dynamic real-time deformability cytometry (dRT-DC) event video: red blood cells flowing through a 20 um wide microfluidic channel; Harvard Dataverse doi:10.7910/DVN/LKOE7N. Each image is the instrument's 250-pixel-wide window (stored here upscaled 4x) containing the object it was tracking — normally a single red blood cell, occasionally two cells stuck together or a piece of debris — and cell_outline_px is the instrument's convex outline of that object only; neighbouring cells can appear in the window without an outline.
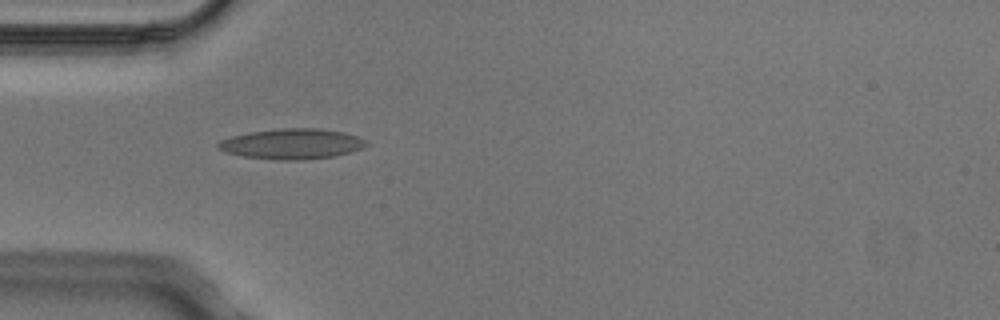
{"species": "Egyptian fruit bat (a non-hibernating species)", "species_latin": "Rousettus aegyptiacus", "temperature_condition": "cold", "stored_images_in_passage": 4, "camera_frame_rate_fps": 3000, "um_per_image_px": 0.085, "animal": {"sex": "male"}, "frame": {"image": 1, "passage_image": 4, "time_ms": 1.0, "image_size_px": [1000, 320], "cell_outline_px": [[368, 144], [364, 148], [352, 152], [332, 156], [304, 160], [272, 160], [240, 156], [224, 152], [216, 148], [216, 144], [220, 140], [232, 136], [248, 132], [280, 128], [320, 128], [344, 132], [368, 140]], "centroid_in_image_um": [24.79, 12.23], "position_along_channel_um": 60.2, "area_um2": 26.7}}